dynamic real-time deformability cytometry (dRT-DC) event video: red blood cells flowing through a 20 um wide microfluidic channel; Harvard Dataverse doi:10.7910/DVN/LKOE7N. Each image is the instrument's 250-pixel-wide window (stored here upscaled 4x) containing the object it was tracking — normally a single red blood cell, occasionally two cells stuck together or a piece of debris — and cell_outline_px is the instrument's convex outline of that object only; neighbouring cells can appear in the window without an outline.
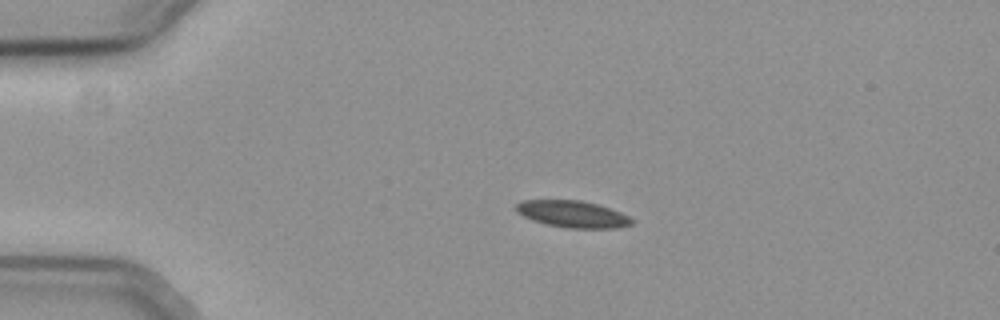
{"species": "common noctule bat (a hibernating species)", "species_latin": "Nyctalus noctula", "temperature_condition": "cold", "stored_images_in_passage": 45, "camera_frame_rate_fps": 3000, "um_per_image_px": 0.085, "animal": {"sex": "female", "body_mass_g": 19.3, "forearm_length_mm": 54.1}, "frame": {"image": 1, "passage_image": 1, "time_ms": 0.0, "image_size_px": [1000, 320], "cell_outline_px": [[636, 220], [632, 224], [616, 228], [568, 228], [548, 224], [532, 220], [516, 212], [516, 204], [520, 200], [580, 200], [596, 204], [620, 212]], "centroid_in_image_um": [48.67, 18.19], "position_along_channel_um": 36.3, "area_um2": 17.98}}
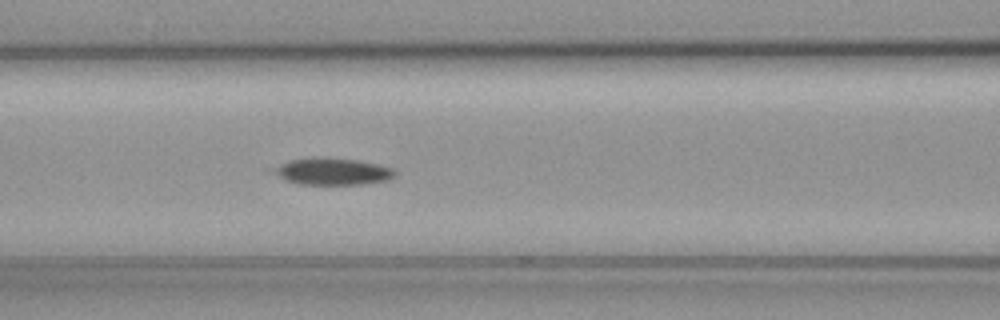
{"frame": {"image": 2, "passage_image": 13, "time_ms": 4.0, "image_size_px": [1000, 320], "cell_outline_px": [[396, 176], [388, 180], [360, 184], [300, 184], [288, 180], [280, 176], [268, 168], [288, 160], [360, 160], [392, 168], [396, 172]], "centroid_in_image_um": [28.29, 14.61], "position_along_channel_um": 138.3, "area_um2": 18.09}}
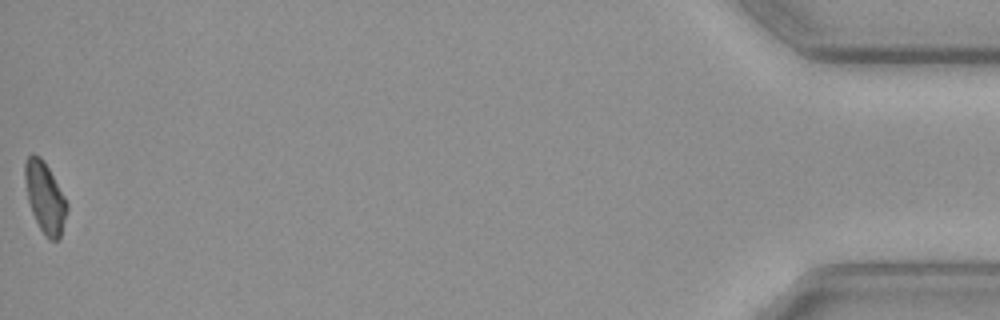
{"frame": {"image": 3, "passage_image": 45, "time_ms": 14.667, "image_size_px": [1000, 320], "cell_outline_px": [[68, 208], [60, 236], [56, 240], [48, 240], [44, 236], [32, 212], [28, 200], [24, 176], [24, 164], [28, 156], [32, 152], [40, 156], [44, 160], [64, 196], [68, 204]], "centroid_in_image_um": [3.81, 16.76], "position_along_channel_um": 431.4, "area_um2": 17.22}, "authors_computed_cell_mechanics": {"area_um2": 18.3226, "velocity_mm_per_s": 3.6873, "shape_relaxation_time_tau1_ms": null, "shape_relaxation_time_tau2_ms": 6.2333, "deformation_change_tau1": null, "deformation_change_tau2": 0.0671}}